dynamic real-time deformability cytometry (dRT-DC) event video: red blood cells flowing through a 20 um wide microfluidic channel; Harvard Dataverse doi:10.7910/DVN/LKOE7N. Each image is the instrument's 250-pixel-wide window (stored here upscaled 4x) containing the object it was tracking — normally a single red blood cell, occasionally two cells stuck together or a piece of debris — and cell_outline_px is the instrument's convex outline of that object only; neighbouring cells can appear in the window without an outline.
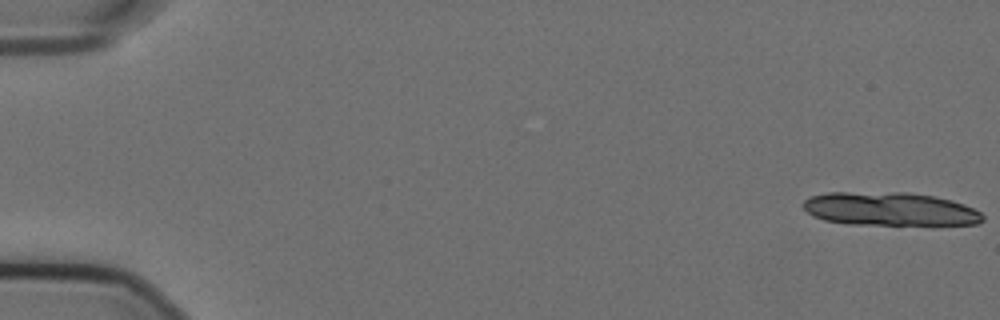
{"species": "Egyptian fruit bat (a non-hibernating species)", "species_latin": "Rousettus aegyptiacus", "temperature_condition": "cold", "stored_images_in_passage": 18, "camera_frame_rate_fps": 3000, "um_per_image_px": 0.085, "animal": {"sex": "female"}, "frame": {"image": 1, "passage_image": 1, "time_ms": 0.0, "image_size_px": [1000, 320], "cell_outline_px": [[984, 220], [976, 224], [852, 224], [824, 220], [812, 216], [800, 204], [804, 200], [812, 196], [828, 192], [908, 192], [936, 196], [952, 200], [964, 204], [980, 212], [984, 216]], "centroid_in_image_um": [75.61, 17.75], "position_along_channel_um": 9.4, "area_um2": 34.97}}